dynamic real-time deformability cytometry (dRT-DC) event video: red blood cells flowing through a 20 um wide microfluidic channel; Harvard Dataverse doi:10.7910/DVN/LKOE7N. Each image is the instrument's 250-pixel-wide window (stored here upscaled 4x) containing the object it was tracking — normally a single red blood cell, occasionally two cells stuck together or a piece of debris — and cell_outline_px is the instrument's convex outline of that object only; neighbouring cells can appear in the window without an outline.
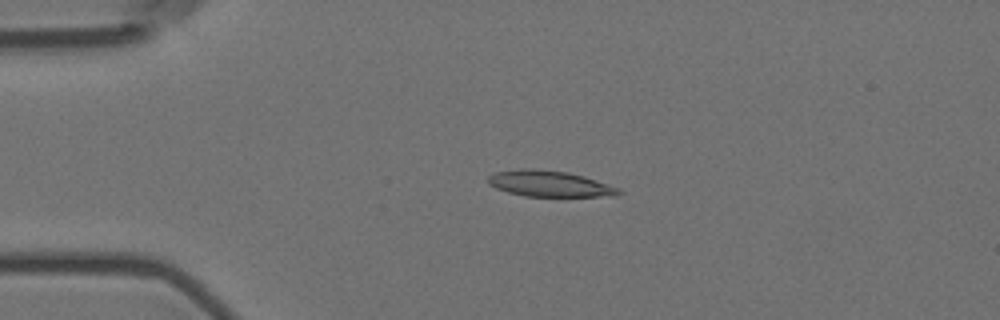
{"species": "Egyptian fruit bat (a non-hibernating species)", "species_latin": "Rousettus aegyptiacus", "temperature_condition": "room temperature", "stored_images_in_passage": 4, "camera_frame_rate_fps": 3000, "um_per_image_px": 0.085, "animal": {"sex": "female"}, "frame": {"image": 1, "passage_image": 3, "time_ms": 0.667, "image_size_px": [1000, 320], "cell_outline_px": [[624, 192], [616, 196], [524, 196], [508, 192], [496, 188], [488, 184], [488, 176], [496, 172], [520, 168], [532, 168], [568, 172], [584, 176], [620, 188]], "centroid_in_image_um": [46.73, 15.61], "position_along_channel_um": 38.3, "area_um2": 19.88}}